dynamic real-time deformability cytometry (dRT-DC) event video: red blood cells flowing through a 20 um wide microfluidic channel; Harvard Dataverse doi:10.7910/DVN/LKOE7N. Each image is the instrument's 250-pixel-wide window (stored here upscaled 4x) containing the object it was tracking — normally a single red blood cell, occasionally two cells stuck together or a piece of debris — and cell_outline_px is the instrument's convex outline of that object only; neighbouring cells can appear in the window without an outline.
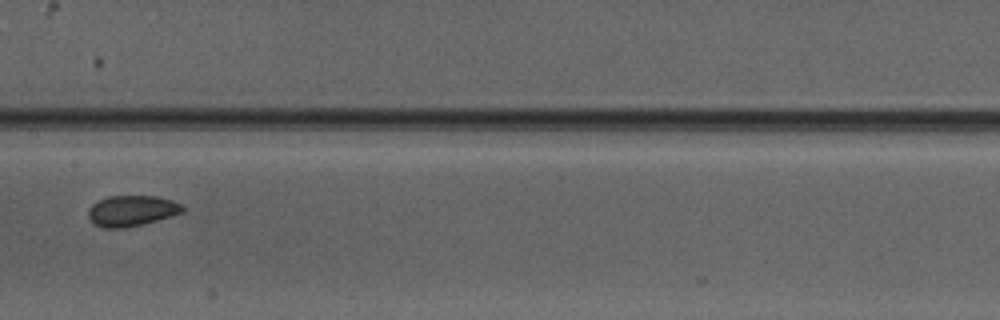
{"species": "Egyptian fruit bat (a non-hibernating species)", "species_latin": "Rousettus aegyptiacus", "temperature_condition": "warm", "stored_images_in_passage": 7, "camera_frame_rate_fps": 3000, "um_per_image_px": 0.085, "animal": {"sex": "male"}, "frame": {"image": 1, "passage_image": 7, "time_ms": 8.0, "image_size_px": [1000, 320], "cell_outline_px": [[184, 212], [156, 220], [124, 228], [104, 228], [92, 224], [88, 216], [88, 208], [92, 204], [108, 196], [156, 196], [172, 200], [180, 204], [184, 208]], "centroid_in_image_um": [11.15, 17.91], "position_along_channel_um": 196.2, "area_um2": 16.82}}